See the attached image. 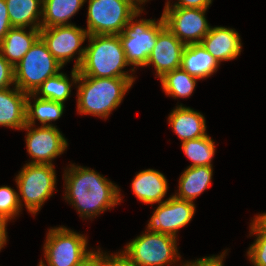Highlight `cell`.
I'll list each match as a JSON object with an SVG mask.
<instances>
[{"label": "cell", "instance_id": "52a82bcc", "mask_svg": "<svg viewBox=\"0 0 266 266\" xmlns=\"http://www.w3.org/2000/svg\"><path fill=\"white\" fill-rule=\"evenodd\" d=\"M176 246V237L147 231L129 242L123 252L137 266H165L180 257Z\"/></svg>", "mask_w": 266, "mask_h": 266}, {"label": "cell", "instance_id": "74e56055", "mask_svg": "<svg viewBox=\"0 0 266 266\" xmlns=\"http://www.w3.org/2000/svg\"><path fill=\"white\" fill-rule=\"evenodd\" d=\"M136 4H143V2L145 3V1L147 0H133ZM139 2V3H138Z\"/></svg>", "mask_w": 266, "mask_h": 266}, {"label": "cell", "instance_id": "d4e9b609", "mask_svg": "<svg viewBox=\"0 0 266 266\" xmlns=\"http://www.w3.org/2000/svg\"><path fill=\"white\" fill-rule=\"evenodd\" d=\"M199 78L188 74L182 68L172 70L160 78L165 93L172 97H189Z\"/></svg>", "mask_w": 266, "mask_h": 266}, {"label": "cell", "instance_id": "9c48e42d", "mask_svg": "<svg viewBox=\"0 0 266 266\" xmlns=\"http://www.w3.org/2000/svg\"><path fill=\"white\" fill-rule=\"evenodd\" d=\"M15 180L26 208L35 215L55 189L54 165L28 163Z\"/></svg>", "mask_w": 266, "mask_h": 266}, {"label": "cell", "instance_id": "277c9868", "mask_svg": "<svg viewBox=\"0 0 266 266\" xmlns=\"http://www.w3.org/2000/svg\"><path fill=\"white\" fill-rule=\"evenodd\" d=\"M62 67L39 38L14 66V85L27 94L34 93L47 78L59 73Z\"/></svg>", "mask_w": 266, "mask_h": 266}, {"label": "cell", "instance_id": "5b68a950", "mask_svg": "<svg viewBox=\"0 0 266 266\" xmlns=\"http://www.w3.org/2000/svg\"><path fill=\"white\" fill-rule=\"evenodd\" d=\"M140 10L133 0H89L88 35H118Z\"/></svg>", "mask_w": 266, "mask_h": 266}, {"label": "cell", "instance_id": "44dd1931", "mask_svg": "<svg viewBox=\"0 0 266 266\" xmlns=\"http://www.w3.org/2000/svg\"><path fill=\"white\" fill-rule=\"evenodd\" d=\"M213 169L210 166H189L179 180V192L174 196L193 202L208 186H210Z\"/></svg>", "mask_w": 266, "mask_h": 266}, {"label": "cell", "instance_id": "4316f807", "mask_svg": "<svg viewBox=\"0 0 266 266\" xmlns=\"http://www.w3.org/2000/svg\"><path fill=\"white\" fill-rule=\"evenodd\" d=\"M71 85L64 73H57L47 78L34 93H30V97L41 93L42 96L38 98L64 103L71 93Z\"/></svg>", "mask_w": 266, "mask_h": 266}, {"label": "cell", "instance_id": "8992f818", "mask_svg": "<svg viewBox=\"0 0 266 266\" xmlns=\"http://www.w3.org/2000/svg\"><path fill=\"white\" fill-rule=\"evenodd\" d=\"M140 9L127 23L119 35L129 65L146 66L153 47L156 45L158 33L165 27L164 19L159 21L142 19L138 22L133 19L140 15Z\"/></svg>", "mask_w": 266, "mask_h": 266}, {"label": "cell", "instance_id": "d6a6232c", "mask_svg": "<svg viewBox=\"0 0 266 266\" xmlns=\"http://www.w3.org/2000/svg\"><path fill=\"white\" fill-rule=\"evenodd\" d=\"M225 252H223V254H221L220 256H209V257H204L202 259H197L194 262H188L182 266H223V258H224Z\"/></svg>", "mask_w": 266, "mask_h": 266}, {"label": "cell", "instance_id": "ac0fdd59", "mask_svg": "<svg viewBox=\"0 0 266 266\" xmlns=\"http://www.w3.org/2000/svg\"><path fill=\"white\" fill-rule=\"evenodd\" d=\"M132 191L145 204L163 203L168 184L165 176L156 170L147 169L136 174Z\"/></svg>", "mask_w": 266, "mask_h": 266}, {"label": "cell", "instance_id": "f1b7e54d", "mask_svg": "<svg viewBox=\"0 0 266 266\" xmlns=\"http://www.w3.org/2000/svg\"><path fill=\"white\" fill-rule=\"evenodd\" d=\"M19 194L8 186L0 187V218L11 220L16 216L21 208Z\"/></svg>", "mask_w": 266, "mask_h": 266}, {"label": "cell", "instance_id": "484cf974", "mask_svg": "<svg viewBox=\"0 0 266 266\" xmlns=\"http://www.w3.org/2000/svg\"><path fill=\"white\" fill-rule=\"evenodd\" d=\"M182 150L192 161L191 167L210 166L215 154L214 141L208 136L182 142Z\"/></svg>", "mask_w": 266, "mask_h": 266}, {"label": "cell", "instance_id": "9a60e30c", "mask_svg": "<svg viewBox=\"0 0 266 266\" xmlns=\"http://www.w3.org/2000/svg\"><path fill=\"white\" fill-rule=\"evenodd\" d=\"M200 44L218 63L235 59L242 47L239 33L235 29L225 27H211Z\"/></svg>", "mask_w": 266, "mask_h": 266}, {"label": "cell", "instance_id": "7402d4cb", "mask_svg": "<svg viewBox=\"0 0 266 266\" xmlns=\"http://www.w3.org/2000/svg\"><path fill=\"white\" fill-rule=\"evenodd\" d=\"M12 27L40 29L43 0H5ZM39 16V17H38Z\"/></svg>", "mask_w": 266, "mask_h": 266}, {"label": "cell", "instance_id": "7a4b0ae2", "mask_svg": "<svg viewBox=\"0 0 266 266\" xmlns=\"http://www.w3.org/2000/svg\"><path fill=\"white\" fill-rule=\"evenodd\" d=\"M73 83H79L77 111L80 114L106 118L123 100L135 78H95L82 76L72 69Z\"/></svg>", "mask_w": 266, "mask_h": 266}, {"label": "cell", "instance_id": "4dcf8cb0", "mask_svg": "<svg viewBox=\"0 0 266 266\" xmlns=\"http://www.w3.org/2000/svg\"><path fill=\"white\" fill-rule=\"evenodd\" d=\"M15 84L14 67L0 53V89Z\"/></svg>", "mask_w": 266, "mask_h": 266}, {"label": "cell", "instance_id": "d6986e66", "mask_svg": "<svg viewBox=\"0 0 266 266\" xmlns=\"http://www.w3.org/2000/svg\"><path fill=\"white\" fill-rule=\"evenodd\" d=\"M168 120L182 142L207 135L204 116L189 107L180 104L170 113Z\"/></svg>", "mask_w": 266, "mask_h": 266}, {"label": "cell", "instance_id": "ffe728a7", "mask_svg": "<svg viewBox=\"0 0 266 266\" xmlns=\"http://www.w3.org/2000/svg\"><path fill=\"white\" fill-rule=\"evenodd\" d=\"M218 65V61L201 44H189L184 48L181 68L188 74L201 80L211 76Z\"/></svg>", "mask_w": 266, "mask_h": 266}, {"label": "cell", "instance_id": "7c38bea8", "mask_svg": "<svg viewBox=\"0 0 266 266\" xmlns=\"http://www.w3.org/2000/svg\"><path fill=\"white\" fill-rule=\"evenodd\" d=\"M194 213L195 205L193 202L172 195L163 203H159L151 216L147 231L177 237L178 229L186 226L191 221Z\"/></svg>", "mask_w": 266, "mask_h": 266}, {"label": "cell", "instance_id": "4fadbf2b", "mask_svg": "<svg viewBox=\"0 0 266 266\" xmlns=\"http://www.w3.org/2000/svg\"><path fill=\"white\" fill-rule=\"evenodd\" d=\"M26 145L32 164H52V160L61 155L68 143L56 126H41L32 129V125L26 124Z\"/></svg>", "mask_w": 266, "mask_h": 266}, {"label": "cell", "instance_id": "e575fe53", "mask_svg": "<svg viewBox=\"0 0 266 266\" xmlns=\"http://www.w3.org/2000/svg\"><path fill=\"white\" fill-rule=\"evenodd\" d=\"M79 266H100V250L97 252L94 251L93 254Z\"/></svg>", "mask_w": 266, "mask_h": 266}, {"label": "cell", "instance_id": "f546056e", "mask_svg": "<svg viewBox=\"0 0 266 266\" xmlns=\"http://www.w3.org/2000/svg\"><path fill=\"white\" fill-rule=\"evenodd\" d=\"M100 266H137L123 251L117 255L107 256L100 252Z\"/></svg>", "mask_w": 266, "mask_h": 266}, {"label": "cell", "instance_id": "3957f363", "mask_svg": "<svg viewBox=\"0 0 266 266\" xmlns=\"http://www.w3.org/2000/svg\"><path fill=\"white\" fill-rule=\"evenodd\" d=\"M89 46L78 68L82 76L95 78H133L122 69L129 66L119 35H88Z\"/></svg>", "mask_w": 266, "mask_h": 266}, {"label": "cell", "instance_id": "cb8c5ba5", "mask_svg": "<svg viewBox=\"0 0 266 266\" xmlns=\"http://www.w3.org/2000/svg\"><path fill=\"white\" fill-rule=\"evenodd\" d=\"M29 98L30 93L26 99V124L34 126L35 120L38 119L43 124L42 126H52L49 122L55 121L62 116L64 110L63 103L34 98V104L31 105Z\"/></svg>", "mask_w": 266, "mask_h": 266}, {"label": "cell", "instance_id": "1f68e13d", "mask_svg": "<svg viewBox=\"0 0 266 266\" xmlns=\"http://www.w3.org/2000/svg\"><path fill=\"white\" fill-rule=\"evenodd\" d=\"M11 28L6 1L0 0V42Z\"/></svg>", "mask_w": 266, "mask_h": 266}, {"label": "cell", "instance_id": "ba28073f", "mask_svg": "<svg viewBox=\"0 0 266 266\" xmlns=\"http://www.w3.org/2000/svg\"><path fill=\"white\" fill-rule=\"evenodd\" d=\"M86 246L87 240L82 234L65 227L50 229L44 245L47 266H79L93 254Z\"/></svg>", "mask_w": 266, "mask_h": 266}, {"label": "cell", "instance_id": "30bf717a", "mask_svg": "<svg viewBox=\"0 0 266 266\" xmlns=\"http://www.w3.org/2000/svg\"><path fill=\"white\" fill-rule=\"evenodd\" d=\"M206 10L171 7L169 1L166 2L162 18L165 26L183 44H200L211 29L205 18Z\"/></svg>", "mask_w": 266, "mask_h": 266}, {"label": "cell", "instance_id": "603a6c76", "mask_svg": "<svg viewBox=\"0 0 266 266\" xmlns=\"http://www.w3.org/2000/svg\"><path fill=\"white\" fill-rule=\"evenodd\" d=\"M86 0H43L41 28L69 25L68 20Z\"/></svg>", "mask_w": 266, "mask_h": 266}, {"label": "cell", "instance_id": "8d00e7d4", "mask_svg": "<svg viewBox=\"0 0 266 266\" xmlns=\"http://www.w3.org/2000/svg\"><path fill=\"white\" fill-rule=\"evenodd\" d=\"M266 226V213L256 216Z\"/></svg>", "mask_w": 266, "mask_h": 266}, {"label": "cell", "instance_id": "83f0119b", "mask_svg": "<svg viewBox=\"0 0 266 266\" xmlns=\"http://www.w3.org/2000/svg\"><path fill=\"white\" fill-rule=\"evenodd\" d=\"M250 227L251 234H257L258 237L247 255L254 266H266V226L256 217Z\"/></svg>", "mask_w": 266, "mask_h": 266}, {"label": "cell", "instance_id": "e0dca14e", "mask_svg": "<svg viewBox=\"0 0 266 266\" xmlns=\"http://www.w3.org/2000/svg\"><path fill=\"white\" fill-rule=\"evenodd\" d=\"M40 38V29L12 27L0 42L1 55L14 67Z\"/></svg>", "mask_w": 266, "mask_h": 266}, {"label": "cell", "instance_id": "2e32d148", "mask_svg": "<svg viewBox=\"0 0 266 266\" xmlns=\"http://www.w3.org/2000/svg\"><path fill=\"white\" fill-rule=\"evenodd\" d=\"M14 88L0 89V125L20 130L26 125L28 94Z\"/></svg>", "mask_w": 266, "mask_h": 266}, {"label": "cell", "instance_id": "836d02e7", "mask_svg": "<svg viewBox=\"0 0 266 266\" xmlns=\"http://www.w3.org/2000/svg\"><path fill=\"white\" fill-rule=\"evenodd\" d=\"M212 0H178L172 7L207 9Z\"/></svg>", "mask_w": 266, "mask_h": 266}, {"label": "cell", "instance_id": "f35d334b", "mask_svg": "<svg viewBox=\"0 0 266 266\" xmlns=\"http://www.w3.org/2000/svg\"><path fill=\"white\" fill-rule=\"evenodd\" d=\"M38 266H46V264H44V263L42 262V260H41V261H40V264H39Z\"/></svg>", "mask_w": 266, "mask_h": 266}, {"label": "cell", "instance_id": "d590c367", "mask_svg": "<svg viewBox=\"0 0 266 266\" xmlns=\"http://www.w3.org/2000/svg\"><path fill=\"white\" fill-rule=\"evenodd\" d=\"M9 220L0 218V249L4 247L7 242L6 224Z\"/></svg>", "mask_w": 266, "mask_h": 266}, {"label": "cell", "instance_id": "8fae6325", "mask_svg": "<svg viewBox=\"0 0 266 266\" xmlns=\"http://www.w3.org/2000/svg\"><path fill=\"white\" fill-rule=\"evenodd\" d=\"M87 37L85 29L73 24L40 28V38L62 66L79 52L74 69H78L82 62L85 48L80 47Z\"/></svg>", "mask_w": 266, "mask_h": 266}, {"label": "cell", "instance_id": "6da1fadb", "mask_svg": "<svg viewBox=\"0 0 266 266\" xmlns=\"http://www.w3.org/2000/svg\"><path fill=\"white\" fill-rule=\"evenodd\" d=\"M64 178L65 199L83 218L97 216L122 200L117 185L89 168L72 164Z\"/></svg>", "mask_w": 266, "mask_h": 266}, {"label": "cell", "instance_id": "5bb4252c", "mask_svg": "<svg viewBox=\"0 0 266 266\" xmlns=\"http://www.w3.org/2000/svg\"><path fill=\"white\" fill-rule=\"evenodd\" d=\"M186 47L166 26L158 33L156 45L149 54L148 65H154L159 78L172 70L181 68Z\"/></svg>", "mask_w": 266, "mask_h": 266}]
</instances>
